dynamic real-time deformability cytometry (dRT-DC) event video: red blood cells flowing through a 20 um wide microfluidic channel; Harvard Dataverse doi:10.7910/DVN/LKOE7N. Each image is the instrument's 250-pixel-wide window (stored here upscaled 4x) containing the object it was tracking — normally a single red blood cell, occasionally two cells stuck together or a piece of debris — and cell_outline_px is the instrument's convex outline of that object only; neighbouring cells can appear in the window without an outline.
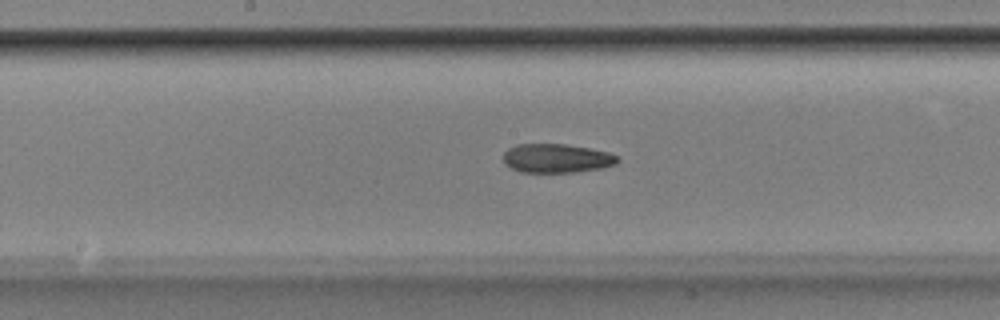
{"species": "Egyptian fruit bat (a non-hibernating species)", "species_latin": "Rousettus aegyptiacus", "temperature_condition": "room temperature", "stored_images_in_passage": 53, "camera_frame_rate_fps": 3000, "um_per_image_px": 0.085, "animal": {"sex": "male"}, "frame": {"image": 1, "passage_image": 28, "time_ms": 9.0, "image_size_px": [1000, 320], "cell_outline_px": [[620, 160], [616, 164], [600, 168], [576, 172], [520, 172], [504, 164], [504, 152], [508, 148], [516, 144], [564, 144], [588, 148], [608, 152], [616, 156]], "centroid_in_image_um": [47.29, 13.45], "position_along_channel_um": 200.9, "area_um2": 19.19}}
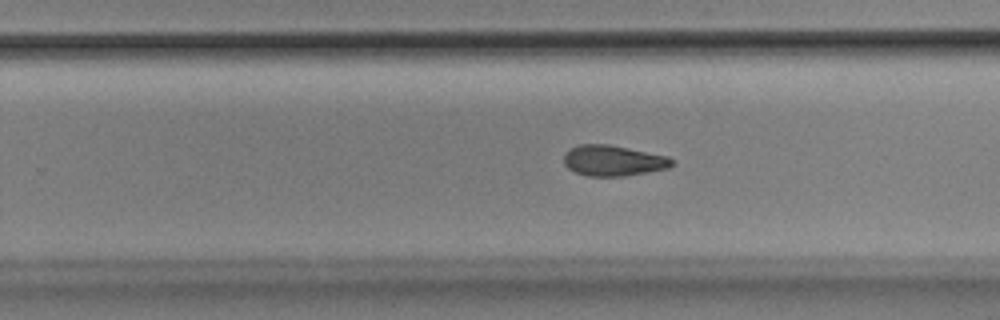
{"frame": {"image": 2, "passage_image": 34, "time_ms": 11.0, "image_size_px": [1000, 320], "cell_outline_px": [[672, 164], [668, 168], [624, 176], [588, 176], [576, 172], [568, 168], [564, 164], [564, 156], [572, 148], [580, 144], [608, 144], [668, 156], [672, 160]], "centroid_in_image_um": [52.11, 13.65], "position_along_channel_um": 277.7, "area_um2": 19.02}}
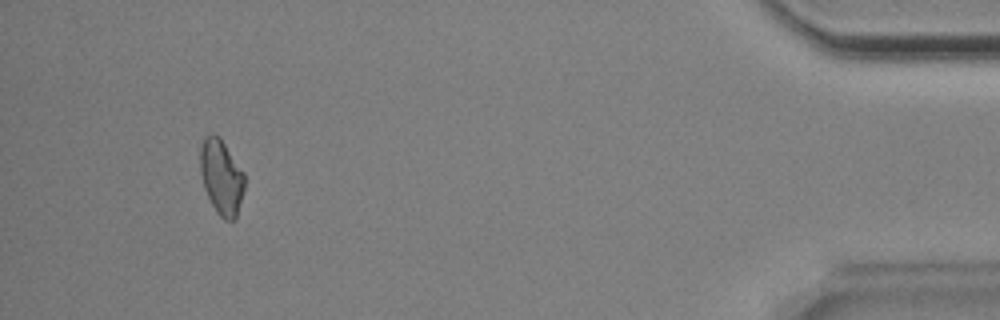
{"frame": {"image": 3, "passage_image": 50, "time_ms": 16.333, "image_size_px": [1000, 320], "cell_outline_px": [[244, 188], [236, 220], [224, 220], [216, 212], [204, 188], [200, 172], [200, 148], [204, 136], [212, 132], [220, 136], [244, 172]], "centroid_in_image_um": [18.81, 15.02], "position_along_channel_um": 416.4, "area_um2": 19.59}, "authors_computed_cell_mechanics": {"area_um2": 19.5942, "velocity_mm_per_s": 3.8585, "shape_relaxation_time_tau1_ms": 3.8893, "shape_relaxation_time_tau2_ms": 3.9202, "deformation_change_tau1": 0.1374, "deformation_change_tau2": 0.1079}}